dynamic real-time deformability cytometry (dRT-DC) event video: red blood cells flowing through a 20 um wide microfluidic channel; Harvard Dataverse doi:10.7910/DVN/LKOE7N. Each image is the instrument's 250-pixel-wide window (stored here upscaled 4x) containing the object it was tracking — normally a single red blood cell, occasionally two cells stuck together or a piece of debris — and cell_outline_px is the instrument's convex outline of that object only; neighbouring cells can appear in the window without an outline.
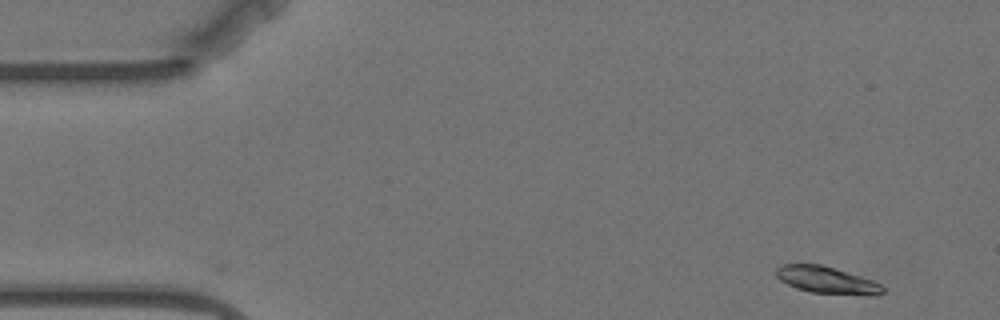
{"species": "Egyptian fruit bat (a non-hibernating species)", "species_latin": "Rousettus aegyptiacus", "temperature_condition": "warm", "stored_images_in_passage": 41, "camera_frame_rate_fps": 3000, "um_per_image_px": 0.085, "animal": {"sex": "female"}, "frame": {"image": 1, "passage_image": 1, "time_ms": 0.0, "image_size_px": [1000, 320], "cell_outline_px": [[884, 292], [876, 296], [872, 296], [812, 292], [796, 288], [780, 280], [776, 276], [776, 268], [780, 264], [820, 264], [860, 276], [872, 280], [880, 284], [884, 288]], "centroid_in_image_um": [70.28, 23.81], "position_along_channel_um": 14.7, "area_um2": 16.7}}
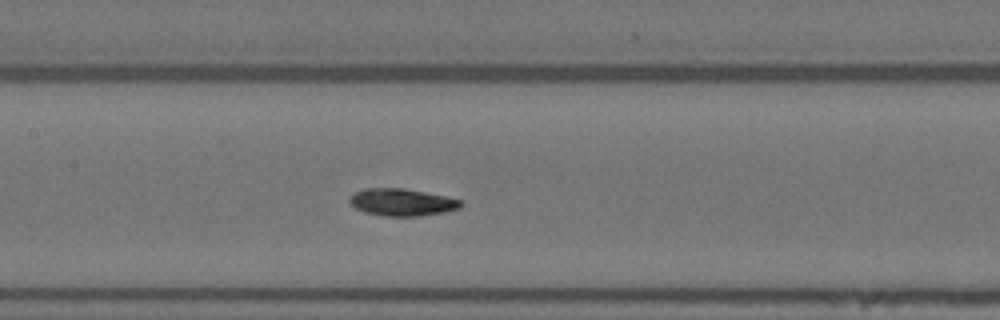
{"frame": {"image": 2, "passage_image": 23, "time_ms": 7.333, "image_size_px": [1000, 320], "cell_outline_px": [[464, 204], [460, 208], [444, 212], [420, 216], [384, 216], [364, 212], [356, 208], [348, 200], [356, 192], [364, 188], [400, 188], [424, 192], [464, 200]], "centroid_in_image_um": [34.2, 17.2], "position_along_channel_um": 173.2, "area_um2": 17.57}}
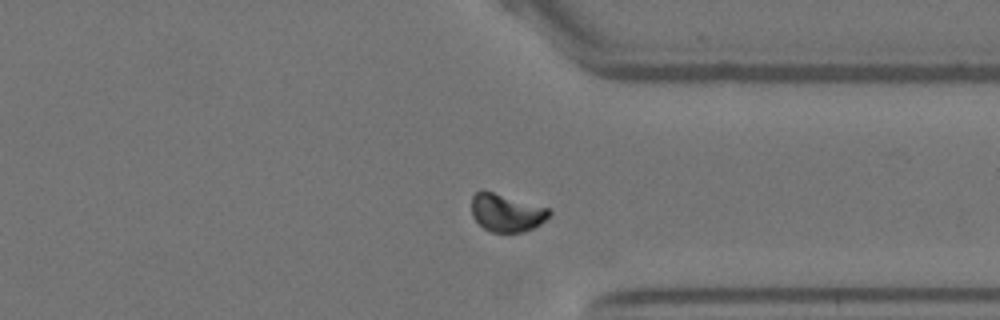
{"frame": {"image": 3, "passage_image": 40, "time_ms": 13.0, "image_size_px": [1000, 320], "cell_outline_px": [[552, 212], [540, 224], [524, 232], [492, 232], [484, 228], [472, 216], [472, 196], [476, 192], [484, 188], [548, 208]], "centroid_in_image_um": [43.02, 18.05], "position_along_channel_um": 368.4, "area_um2": 17.22}, "authors_computed_cell_mechanics": {"area_um2": 17.2244, "velocity_mm_per_s": 3.4976, "shape_relaxation_time_tau1_ms": 4.6298, "shape_relaxation_time_tau2_ms": null, "deformation_change_tau1": 0.131, "deformation_change_tau2": null}}